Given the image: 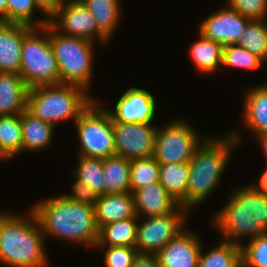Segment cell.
Returning a JSON list of instances; mask_svg holds the SVG:
<instances>
[{
  "instance_id": "1",
  "label": "cell",
  "mask_w": 267,
  "mask_h": 267,
  "mask_svg": "<svg viewBox=\"0 0 267 267\" xmlns=\"http://www.w3.org/2000/svg\"><path fill=\"white\" fill-rule=\"evenodd\" d=\"M227 131L214 137L207 135L196 148L189 162V181L187 185V211L200 207L209 199L220 184L234 148L243 142V134L238 130ZM242 141V142H241Z\"/></svg>"
},
{
  "instance_id": "2",
  "label": "cell",
  "mask_w": 267,
  "mask_h": 267,
  "mask_svg": "<svg viewBox=\"0 0 267 267\" xmlns=\"http://www.w3.org/2000/svg\"><path fill=\"white\" fill-rule=\"evenodd\" d=\"M30 208L41 224L45 240L49 236L73 244H83L91 249L98 243L99 229L94 206L55 195L39 200Z\"/></svg>"
},
{
  "instance_id": "3",
  "label": "cell",
  "mask_w": 267,
  "mask_h": 267,
  "mask_svg": "<svg viewBox=\"0 0 267 267\" xmlns=\"http://www.w3.org/2000/svg\"><path fill=\"white\" fill-rule=\"evenodd\" d=\"M231 193L222 209L210 217V225L220 233V239L241 247L242 238L250 241L267 231V195L251 183L236 187Z\"/></svg>"
},
{
  "instance_id": "4",
  "label": "cell",
  "mask_w": 267,
  "mask_h": 267,
  "mask_svg": "<svg viewBox=\"0 0 267 267\" xmlns=\"http://www.w3.org/2000/svg\"><path fill=\"white\" fill-rule=\"evenodd\" d=\"M0 212V264L7 267H48L41 224L35 212Z\"/></svg>"
},
{
  "instance_id": "5",
  "label": "cell",
  "mask_w": 267,
  "mask_h": 267,
  "mask_svg": "<svg viewBox=\"0 0 267 267\" xmlns=\"http://www.w3.org/2000/svg\"><path fill=\"white\" fill-rule=\"evenodd\" d=\"M95 99L83 87L74 84H50L28 89L26 110L53 126L73 119Z\"/></svg>"
},
{
  "instance_id": "6",
  "label": "cell",
  "mask_w": 267,
  "mask_h": 267,
  "mask_svg": "<svg viewBox=\"0 0 267 267\" xmlns=\"http://www.w3.org/2000/svg\"><path fill=\"white\" fill-rule=\"evenodd\" d=\"M49 42L59 68L60 83L91 90L95 54L94 42L60 34L49 24Z\"/></svg>"
},
{
  "instance_id": "7",
  "label": "cell",
  "mask_w": 267,
  "mask_h": 267,
  "mask_svg": "<svg viewBox=\"0 0 267 267\" xmlns=\"http://www.w3.org/2000/svg\"><path fill=\"white\" fill-rule=\"evenodd\" d=\"M19 74L28 88L60 83L57 60L49 42V23L33 27L24 36Z\"/></svg>"
},
{
  "instance_id": "8",
  "label": "cell",
  "mask_w": 267,
  "mask_h": 267,
  "mask_svg": "<svg viewBox=\"0 0 267 267\" xmlns=\"http://www.w3.org/2000/svg\"><path fill=\"white\" fill-rule=\"evenodd\" d=\"M96 98L74 122L79 140L78 155L107 158L116 155L113 121ZM101 106V107H100Z\"/></svg>"
},
{
  "instance_id": "9",
  "label": "cell",
  "mask_w": 267,
  "mask_h": 267,
  "mask_svg": "<svg viewBox=\"0 0 267 267\" xmlns=\"http://www.w3.org/2000/svg\"><path fill=\"white\" fill-rule=\"evenodd\" d=\"M183 119H175L158 126L153 157L160 164L189 163L196 148L206 138Z\"/></svg>"
},
{
  "instance_id": "10",
  "label": "cell",
  "mask_w": 267,
  "mask_h": 267,
  "mask_svg": "<svg viewBox=\"0 0 267 267\" xmlns=\"http://www.w3.org/2000/svg\"><path fill=\"white\" fill-rule=\"evenodd\" d=\"M188 214L179 206L170 214L138 218L135 244L138 254H156L187 226Z\"/></svg>"
},
{
  "instance_id": "11",
  "label": "cell",
  "mask_w": 267,
  "mask_h": 267,
  "mask_svg": "<svg viewBox=\"0 0 267 267\" xmlns=\"http://www.w3.org/2000/svg\"><path fill=\"white\" fill-rule=\"evenodd\" d=\"M49 24L60 34L107 45L109 40L97 29L92 13L80 0H63L49 18Z\"/></svg>"
},
{
  "instance_id": "12",
  "label": "cell",
  "mask_w": 267,
  "mask_h": 267,
  "mask_svg": "<svg viewBox=\"0 0 267 267\" xmlns=\"http://www.w3.org/2000/svg\"><path fill=\"white\" fill-rule=\"evenodd\" d=\"M157 128L153 124L113 122L116 155L129 160L152 157Z\"/></svg>"
},
{
  "instance_id": "13",
  "label": "cell",
  "mask_w": 267,
  "mask_h": 267,
  "mask_svg": "<svg viewBox=\"0 0 267 267\" xmlns=\"http://www.w3.org/2000/svg\"><path fill=\"white\" fill-rule=\"evenodd\" d=\"M114 110H107L113 122L152 124L156 117L157 103L150 91L130 87L116 101Z\"/></svg>"
},
{
  "instance_id": "14",
  "label": "cell",
  "mask_w": 267,
  "mask_h": 267,
  "mask_svg": "<svg viewBox=\"0 0 267 267\" xmlns=\"http://www.w3.org/2000/svg\"><path fill=\"white\" fill-rule=\"evenodd\" d=\"M251 19L228 6L205 17L199 23L198 32L222 46L236 44Z\"/></svg>"
},
{
  "instance_id": "15",
  "label": "cell",
  "mask_w": 267,
  "mask_h": 267,
  "mask_svg": "<svg viewBox=\"0 0 267 267\" xmlns=\"http://www.w3.org/2000/svg\"><path fill=\"white\" fill-rule=\"evenodd\" d=\"M201 248V238L186 226L155 256L160 267H197Z\"/></svg>"
},
{
  "instance_id": "16",
  "label": "cell",
  "mask_w": 267,
  "mask_h": 267,
  "mask_svg": "<svg viewBox=\"0 0 267 267\" xmlns=\"http://www.w3.org/2000/svg\"><path fill=\"white\" fill-rule=\"evenodd\" d=\"M33 26L0 21V72L19 74L24 36Z\"/></svg>"
},
{
  "instance_id": "17",
  "label": "cell",
  "mask_w": 267,
  "mask_h": 267,
  "mask_svg": "<svg viewBox=\"0 0 267 267\" xmlns=\"http://www.w3.org/2000/svg\"><path fill=\"white\" fill-rule=\"evenodd\" d=\"M133 196L138 218L170 214L180 206L160 182L136 189Z\"/></svg>"
},
{
  "instance_id": "18",
  "label": "cell",
  "mask_w": 267,
  "mask_h": 267,
  "mask_svg": "<svg viewBox=\"0 0 267 267\" xmlns=\"http://www.w3.org/2000/svg\"><path fill=\"white\" fill-rule=\"evenodd\" d=\"M94 210L98 229L112 222L138 217L135 211L134 196L131 192L99 196Z\"/></svg>"
},
{
  "instance_id": "19",
  "label": "cell",
  "mask_w": 267,
  "mask_h": 267,
  "mask_svg": "<svg viewBox=\"0 0 267 267\" xmlns=\"http://www.w3.org/2000/svg\"><path fill=\"white\" fill-rule=\"evenodd\" d=\"M243 97V122L253 138L267 133V87L254 85L246 89ZM250 130V131H249Z\"/></svg>"
},
{
  "instance_id": "20",
  "label": "cell",
  "mask_w": 267,
  "mask_h": 267,
  "mask_svg": "<svg viewBox=\"0 0 267 267\" xmlns=\"http://www.w3.org/2000/svg\"><path fill=\"white\" fill-rule=\"evenodd\" d=\"M28 89L20 74L0 72V116L25 111Z\"/></svg>"
},
{
  "instance_id": "21",
  "label": "cell",
  "mask_w": 267,
  "mask_h": 267,
  "mask_svg": "<svg viewBox=\"0 0 267 267\" xmlns=\"http://www.w3.org/2000/svg\"><path fill=\"white\" fill-rule=\"evenodd\" d=\"M22 152H39L53 143L55 126L34 117L27 110L21 113Z\"/></svg>"
},
{
  "instance_id": "22",
  "label": "cell",
  "mask_w": 267,
  "mask_h": 267,
  "mask_svg": "<svg viewBox=\"0 0 267 267\" xmlns=\"http://www.w3.org/2000/svg\"><path fill=\"white\" fill-rule=\"evenodd\" d=\"M199 39L189 48V58L202 75H213L222 69L223 46L198 32Z\"/></svg>"
},
{
  "instance_id": "23",
  "label": "cell",
  "mask_w": 267,
  "mask_h": 267,
  "mask_svg": "<svg viewBox=\"0 0 267 267\" xmlns=\"http://www.w3.org/2000/svg\"><path fill=\"white\" fill-rule=\"evenodd\" d=\"M92 13L97 29L110 41L122 18L121 0H80Z\"/></svg>"
},
{
  "instance_id": "24",
  "label": "cell",
  "mask_w": 267,
  "mask_h": 267,
  "mask_svg": "<svg viewBox=\"0 0 267 267\" xmlns=\"http://www.w3.org/2000/svg\"><path fill=\"white\" fill-rule=\"evenodd\" d=\"M189 163L160 164L159 182L168 193L187 210Z\"/></svg>"
},
{
  "instance_id": "25",
  "label": "cell",
  "mask_w": 267,
  "mask_h": 267,
  "mask_svg": "<svg viewBox=\"0 0 267 267\" xmlns=\"http://www.w3.org/2000/svg\"><path fill=\"white\" fill-rule=\"evenodd\" d=\"M138 217L128 218L103 225L99 229L96 246L135 247Z\"/></svg>"
},
{
  "instance_id": "26",
  "label": "cell",
  "mask_w": 267,
  "mask_h": 267,
  "mask_svg": "<svg viewBox=\"0 0 267 267\" xmlns=\"http://www.w3.org/2000/svg\"><path fill=\"white\" fill-rule=\"evenodd\" d=\"M130 161L117 155L103 159L105 194L131 192Z\"/></svg>"
},
{
  "instance_id": "27",
  "label": "cell",
  "mask_w": 267,
  "mask_h": 267,
  "mask_svg": "<svg viewBox=\"0 0 267 267\" xmlns=\"http://www.w3.org/2000/svg\"><path fill=\"white\" fill-rule=\"evenodd\" d=\"M201 248L197 267H242L241 247L236 243L220 240L215 247Z\"/></svg>"
},
{
  "instance_id": "28",
  "label": "cell",
  "mask_w": 267,
  "mask_h": 267,
  "mask_svg": "<svg viewBox=\"0 0 267 267\" xmlns=\"http://www.w3.org/2000/svg\"><path fill=\"white\" fill-rule=\"evenodd\" d=\"M71 174L86 184L96 197L105 195L103 159L78 155L77 166Z\"/></svg>"
},
{
  "instance_id": "29",
  "label": "cell",
  "mask_w": 267,
  "mask_h": 267,
  "mask_svg": "<svg viewBox=\"0 0 267 267\" xmlns=\"http://www.w3.org/2000/svg\"><path fill=\"white\" fill-rule=\"evenodd\" d=\"M0 150L9 160L22 153L21 114L0 116Z\"/></svg>"
},
{
  "instance_id": "30",
  "label": "cell",
  "mask_w": 267,
  "mask_h": 267,
  "mask_svg": "<svg viewBox=\"0 0 267 267\" xmlns=\"http://www.w3.org/2000/svg\"><path fill=\"white\" fill-rule=\"evenodd\" d=\"M236 44L265 63L267 61V19L251 20Z\"/></svg>"
},
{
  "instance_id": "31",
  "label": "cell",
  "mask_w": 267,
  "mask_h": 267,
  "mask_svg": "<svg viewBox=\"0 0 267 267\" xmlns=\"http://www.w3.org/2000/svg\"><path fill=\"white\" fill-rule=\"evenodd\" d=\"M160 163L152 156L130 161L131 193L136 189L159 182Z\"/></svg>"
},
{
  "instance_id": "32",
  "label": "cell",
  "mask_w": 267,
  "mask_h": 267,
  "mask_svg": "<svg viewBox=\"0 0 267 267\" xmlns=\"http://www.w3.org/2000/svg\"><path fill=\"white\" fill-rule=\"evenodd\" d=\"M222 67L239 68L246 72H254L264 68L265 63L247 49L237 45L229 44L223 46ZM263 66V67H262Z\"/></svg>"
},
{
  "instance_id": "33",
  "label": "cell",
  "mask_w": 267,
  "mask_h": 267,
  "mask_svg": "<svg viewBox=\"0 0 267 267\" xmlns=\"http://www.w3.org/2000/svg\"><path fill=\"white\" fill-rule=\"evenodd\" d=\"M35 10L40 11L44 17L34 20ZM7 22L42 27L49 23V18L38 8L34 0H7Z\"/></svg>"
},
{
  "instance_id": "34",
  "label": "cell",
  "mask_w": 267,
  "mask_h": 267,
  "mask_svg": "<svg viewBox=\"0 0 267 267\" xmlns=\"http://www.w3.org/2000/svg\"><path fill=\"white\" fill-rule=\"evenodd\" d=\"M242 267H267V231L241 246Z\"/></svg>"
},
{
  "instance_id": "35",
  "label": "cell",
  "mask_w": 267,
  "mask_h": 267,
  "mask_svg": "<svg viewBox=\"0 0 267 267\" xmlns=\"http://www.w3.org/2000/svg\"><path fill=\"white\" fill-rule=\"evenodd\" d=\"M105 249L103 262L105 267H132L138 255L136 247L124 246H95V249Z\"/></svg>"
},
{
  "instance_id": "36",
  "label": "cell",
  "mask_w": 267,
  "mask_h": 267,
  "mask_svg": "<svg viewBox=\"0 0 267 267\" xmlns=\"http://www.w3.org/2000/svg\"><path fill=\"white\" fill-rule=\"evenodd\" d=\"M229 8L251 20L267 19V0H226Z\"/></svg>"
},
{
  "instance_id": "37",
  "label": "cell",
  "mask_w": 267,
  "mask_h": 267,
  "mask_svg": "<svg viewBox=\"0 0 267 267\" xmlns=\"http://www.w3.org/2000/svg\"><path fill=\"white\" fill-rule=\"evenodd\" d=\"M73 177V185L71 194L65 193L62 194L67 200L79 202V203H85L94 206L95 202L97 200V197L93 193V191L83 182L76 179L72 174L71 178Z\"/></svg>"
},
{
  "instance_id": "38",
  "label": "cell",
  "mask_w": 267,
  "mask_h": 267,
  "mask_svg": "<svg viewBox=\"0 0 267 267\" xmlns=\"http://www.w3.org/2000/svg\"><path fill=\"white\" fill-rule=\"evenodd\" d=\"M38 8L50 18L59 8L63 0H34Z\"/></svg>"
},
{
  "instance_id": "39",
  "label": "cell",
  "mask_w": 267,
  "mask_h": 267,
  "mask_svg": "<svg viewBox=\"0 0 267 267\" xmlns=\"http://www.w3.org/2000/svg\"><path fill=\"white\" fill-rule=\"evenodd\" d=\"M132 267H160L155 254H138Z\"/></svg>"
},
{
  "instance_id": "40",
  "label": "cell",
  "mask_w": 267,
  "mask_h": 267,
  "mask_svg": "<svg viewBox=\"0 0 267 267\" xmlns=\"http://www.w3.org/2000/svg\"><path fill=\"white\" fill-rule=\"evenodd\" d=\"M258 182H253L251 185L256 188L259 192L267 195V165L259 176Z\"/></svg>"
},
{
  "instance_id": "41",
  "label": "cell",
  "mask_w": 267,
  "mask_h": 267,
  "mask_svg": "<svg viewBox=\"0 0 267 267\" xmlns=\"http://www.w3.org/2000/svg\"><path fill=\"white\" fill-rule=\"evenodd\" d=\"M256 140H258L259 146L264 154L265 160L267 162V133L264 134H260L258 136L255 137Z\"/></svg>"
},
{
  "instance_id": "42",
  "label": "cell",
  "mask_w": 267,
  "mask_h": 267,
  "mask_svg": "<svg viewBox=\"0 0 267 267\" xmlns=\"http://www.w3.org/2000/svg\"><path fill=\"white\" fill-rule=\"evenodd\" d=\"M0 21L7 22V0H0Z\"/></svg>"
},
{
  "instance_id": "43",
  "label": "cell",
  "mask_w": 267,
  "mask_h": 267,
  "mask_svg": "<svg viewBox=\"0 0 267 267\" xmlns=\"http://www.w3.org/2000/svg\"><path fill=\"white\" fill-rule=\"evenodd\" d=\"M4 159L9 160V159L4 155V153L0 150V161H1V160H4Z\"/></svg>"
},
{
  "instance_id": "44",
  "label": "cell",
  "mask_w": 267,
  "mask_h": 267,
  "mask_svg": "<svg viewBox=\"0 0 267 267\" xmlns=\"http://www.w3.org/2000/svg\"><path fill=\"white\" fill-rule=\"evenodd\" d=\"M267 68V61L265 62V66ZM266 87H267V82L266 83H263Z\"/></svg>"
}]
</instances>
